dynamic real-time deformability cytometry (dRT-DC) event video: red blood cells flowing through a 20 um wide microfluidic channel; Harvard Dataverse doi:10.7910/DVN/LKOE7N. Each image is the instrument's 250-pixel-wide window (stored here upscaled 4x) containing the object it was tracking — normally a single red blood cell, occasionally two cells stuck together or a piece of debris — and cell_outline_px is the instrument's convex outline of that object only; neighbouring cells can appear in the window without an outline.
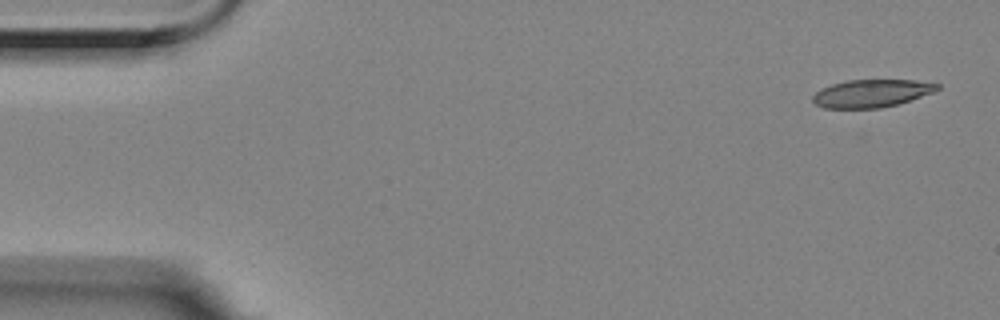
{"species": "Egyptian fruit bat (a non-hibernating species)", "species_latin": "Rousettus aegyptiacus", "temperature_condition": "room temperature", "stored_images_in_passage": 4, "camera_frame_rate_fps": 3000, "um_per_image_px": 0.085, "animal": {"sex": "female"}, "frame": {"image": 1, "passage_image": 1, "time_ms": 0.0, "image_size_px": [1000, 320], "cell_outline_px": [[940, 88], [932, 92], [896, 104], [880, 108], [824, 108], [816, 104], [812, 100], [812, 96], [820, 88], [832, 84], [848, 80], [916, 80], [940, 84]], "centroid_in_image_um": [74.04, 7.93], "position_along_channel_um": 11.0, "area_um2": 19.94}}